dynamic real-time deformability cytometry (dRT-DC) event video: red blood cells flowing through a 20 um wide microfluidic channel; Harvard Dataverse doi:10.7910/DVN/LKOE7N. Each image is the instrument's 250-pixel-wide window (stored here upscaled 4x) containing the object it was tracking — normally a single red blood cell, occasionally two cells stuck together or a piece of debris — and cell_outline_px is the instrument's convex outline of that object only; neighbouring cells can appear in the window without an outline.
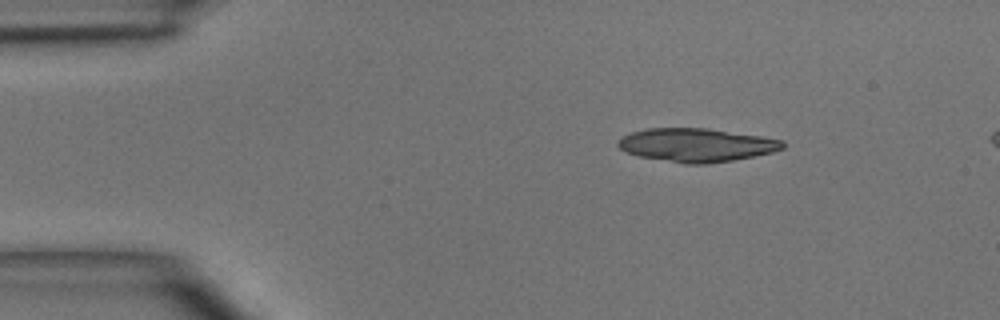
{"species": "common noctule bat (a hibernating species)", "species_latin": "Nyctalus noctula", "temperature_condition": "room temperature", "stored_images_in_passage": 3, "segment_of_instrument_passage": [1, 2], "camera_frame_rate_fps": 3000, "um_per_image_px": 0.085, "animal": {"sex": "male", "body_mass_g": 15.6}, "frame": {"image": 1, "passage_image": 1, "time_ms": 0.0, "image_size_px": [1000, 320], "cell_outline_px": [[784, 148], [772, 152], [732, 160], [708, 164], [684, 164], [640, 156], [628, 152], [620, 148], [616, 144], [616, 140], [620, 136], [632, 132], [648, 128], [708, 128], [760, 136], [784, 140]], "centroid_in_image_um": [59.17, 12.32], "position_along_channel_um": 25.8, "area_um2": 32.08}}